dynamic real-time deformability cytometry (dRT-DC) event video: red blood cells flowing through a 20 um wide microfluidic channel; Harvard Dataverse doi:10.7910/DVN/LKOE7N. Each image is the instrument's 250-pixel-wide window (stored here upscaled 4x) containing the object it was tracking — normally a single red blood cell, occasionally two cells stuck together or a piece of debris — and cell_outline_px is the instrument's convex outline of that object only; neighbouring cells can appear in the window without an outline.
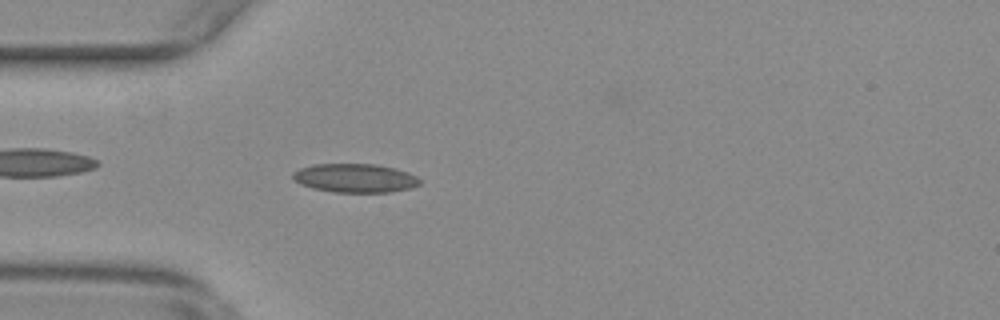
{"species": "common noctule bat (a hibernating species)", "species_latin": "Nyctalus noctula", "temperature_condition": "warm", "stored_images_in_passage": 42, "camera_frame_rate_fps": 3000, "um_per_image_px": 0.085, "animal": {"sex": "female", "body_mass_g": 29.2, "forearm_length_mm": 56.3}, "frame": {"image": 1, "passage_image": 4, "time_ms": 1.0, "image_size_px": [1000, 320], "cell_outline_px": [[420, 184], [412, 188], [388, 192], [332, 192], [312, 188], [300, 184], [292, 180], [292, 172], [300, 168], [312, 164], [376, 164], [396, 168], [408, 172], [416, 176], [420, 180]], "centroid_in_image_um": [30.15, 15.13], "position_along_channel_um": 54.8, "area_um2": 21.5}}
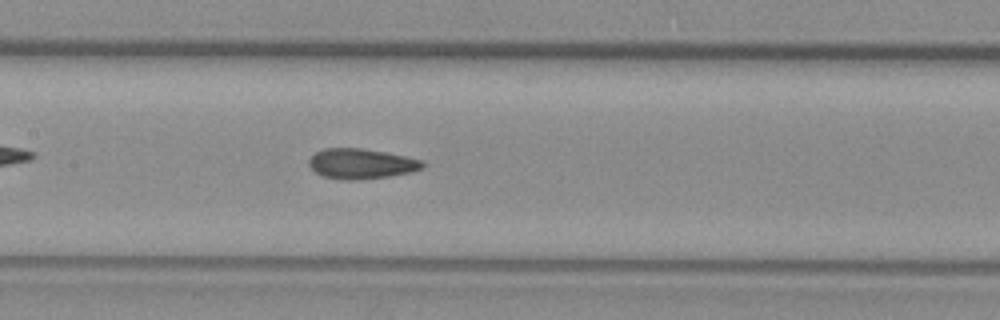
{"frame": {"image": 2, "passage_image": 14, "time_ms": 4.333, "image_size_px": [1000, 320], "cell_outline_px": [[424, 168], [412, 172], [388, 176], [360, 180], [344, 180], [324, 176], [316, 172], [308, 164], [308, 160], [316, 152], [324, 148], [360, 148], [384, 152], [424, 160]], "centroid_in_image_um": [30.72, 13.92], "position_along_channel_um": 176.7, "area_um2": 19.94}}
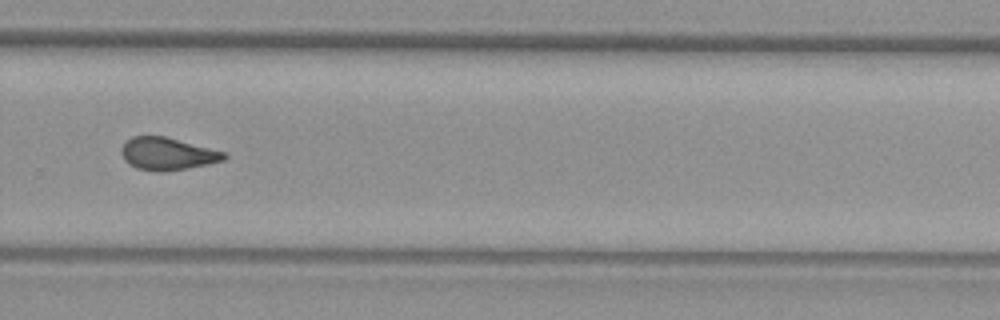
{"frame": {"image": 3, "passage_image": 25, "time_ms": 8.0, "image_size_px": [1000, 320], "cell_outline_px": [[228, 156], [224, 160], [188, 168], [164, 172], [156, 172], [136, 168], [128, 164], [124, 160], [120, 152], [120, 148], [132, 136], [164, 136], [228, 152]], "centroid_in_image_um": [14.23, 13.08], "position_along_channel_um": 315.6, "area_um2": 19.65}, "authors_computed_cell_mechanics": {"area_um2": 19.6809, "velocity_mm_per_s": 3.8056, "shape_relaxation_time_tau1_ms": null, "shape_relaxation_time_tau2_ms": 2.1606, "deformation_change_tau1": null, "deformation_change_tau2": 0.0882}}